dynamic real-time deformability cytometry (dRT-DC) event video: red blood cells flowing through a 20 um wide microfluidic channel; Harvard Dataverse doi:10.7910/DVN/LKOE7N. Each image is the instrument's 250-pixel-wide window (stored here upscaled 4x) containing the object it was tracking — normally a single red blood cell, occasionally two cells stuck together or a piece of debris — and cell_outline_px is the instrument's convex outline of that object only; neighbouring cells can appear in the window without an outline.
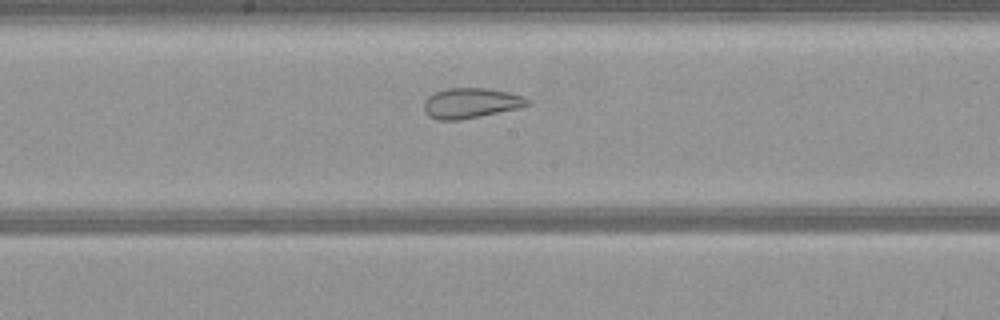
{"species": "common noctule bat (a hibernating species)", "species_latin": "Nyctalus noctula", "temperature_condition": "warm", "stored_images_in_passage": 37, "camera_frame_rate_fps": 3000, "um_per_image_px": 0.085, "animal": {"sex": "female", "body_mass_g": 21.9}, "frame": {"image": 1, "passage_image": 18, "time_ms": 5.667, "image_size_px": [1000, 320], "cell_outline_px": [[528, 104], [520, 108], [460, 120], [436, 120], [428, 116], [424, 108], [424, 100], [428, 96], [436, 92], [448, 88], [488, 88], [508, 92], [524, 96], [528, 100]], "centroid_in_image_um": [40.0, 8.76], "position_along_channel_um": 208.2, "area_um2": 18.21}}
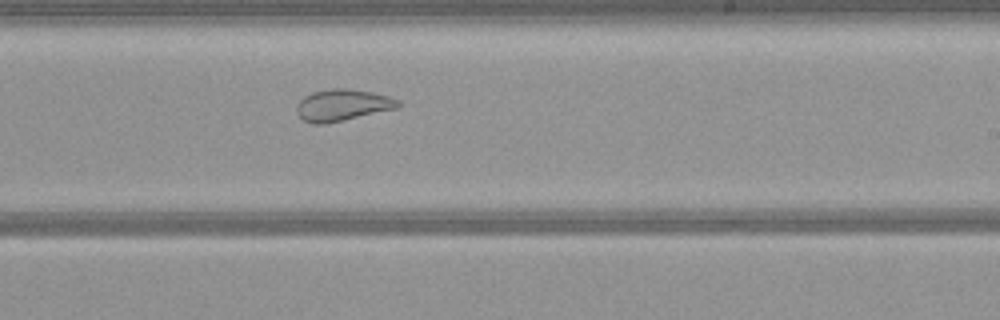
{"frame": {"image": 2, "passage_image": 22, "time_ms": 7.0, "image_size_px": [1000, 320], "cell_outline_px": [[400, 104], [396, 108], [324, 124], [312, 124], [304, 120], [296, 112], [296, 108], [300, 100], [304, 96], [312, 92], [332, 88], [344, 88], [372, 92], [388, 96], [400, 100]], "centroid_in_image_um": [29.08, 8.92], "position_along_channel_um": 259.9, "area_um2": 18.44}}
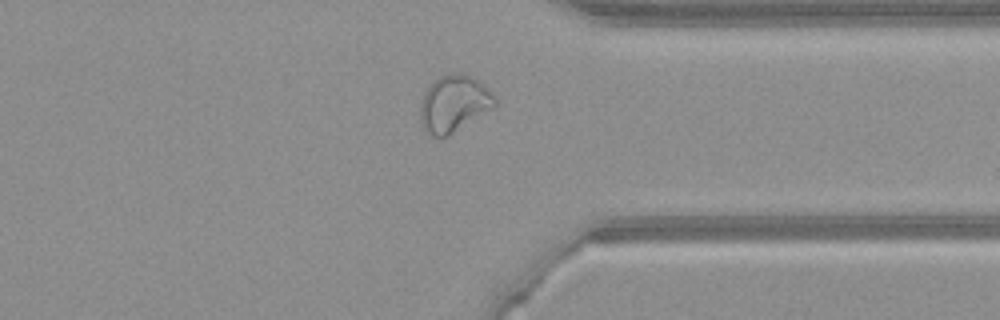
{"frame": {"image": 3, "passage_image": 31, "time_ms": 10.0, "image_size_px": [1000, 320], "cell_outline_px": [[496, 104], [492, 108], [448, 136], [432, 136], [424, 132], [420, 124], [420, 104], [424, 92], [432, 80], [448, 72], [460, 72], [472, 76], [480, 80], [492, 92], [496, 100]], "centroid_in_image_um": [38.55, 8.78], "position_along_channel_um": 372.9, "area_um2": 25.03}}